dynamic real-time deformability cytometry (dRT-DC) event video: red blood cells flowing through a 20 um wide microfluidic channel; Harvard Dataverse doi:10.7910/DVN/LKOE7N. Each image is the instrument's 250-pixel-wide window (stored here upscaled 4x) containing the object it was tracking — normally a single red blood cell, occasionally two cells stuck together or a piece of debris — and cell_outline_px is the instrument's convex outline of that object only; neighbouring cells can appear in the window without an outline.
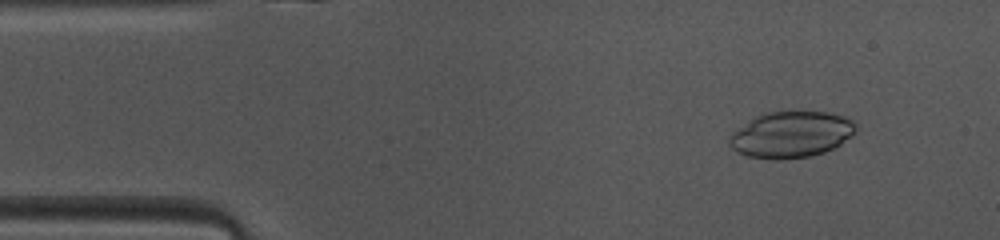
{"species": "common noctule bat (a hibernating species)", "species_latin": "Nyctalus noctula", "temperature_condition": "warm", "stored_images_in_passage": 47, "camera_frame_rate_fps": 3000, "um_per_image_px": 0.085, "animal": {"sex": "female", "body_mass_g": 10.0, "forearm_length_mm": 53.1}, "frame": {"image": 1, "passage_image": 5, "time_ms": 1.333, "image_size_px": [1000, 240], "cell_outline_px": [[856, 132], [840, 144], [824, 152], [812, 156], [780, 160], [772, 160], [744, 156], [736, 152], [728, 144], [728, 140], [740, 128], [756, 116], [764, 112], [828, 112], [848, 116], [852, 120], [856, 128]], "centroid_in_image_um": [67.27, 11.45], "position_along_channel_um": 17.7, "area_um2": 34.04}}
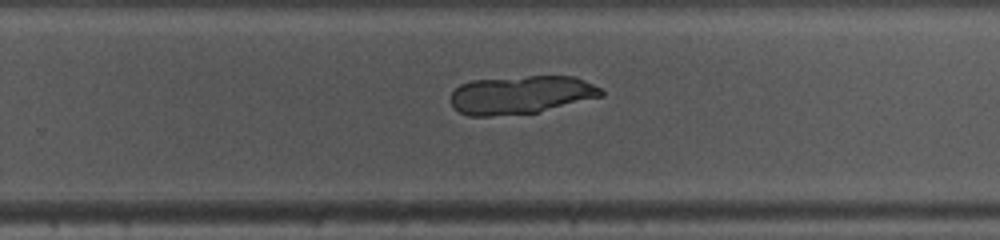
{"frame": {"image": 2, "passage_image": 29, "time_ms": 9.333, "image_size_px": [1000, 240], "cell_outline_px": [[604, 96], [540, 112], [492, 116], [468, 116], [452, 108], [452, 92], [460, 84], [472, 80], [528, 76], [576, 76], [600, 88], [604, 92]], "centroid_in_image_um": [44.3, 8.06], "position_along_channel_um": 285.5, "area_um2": 33.76}}